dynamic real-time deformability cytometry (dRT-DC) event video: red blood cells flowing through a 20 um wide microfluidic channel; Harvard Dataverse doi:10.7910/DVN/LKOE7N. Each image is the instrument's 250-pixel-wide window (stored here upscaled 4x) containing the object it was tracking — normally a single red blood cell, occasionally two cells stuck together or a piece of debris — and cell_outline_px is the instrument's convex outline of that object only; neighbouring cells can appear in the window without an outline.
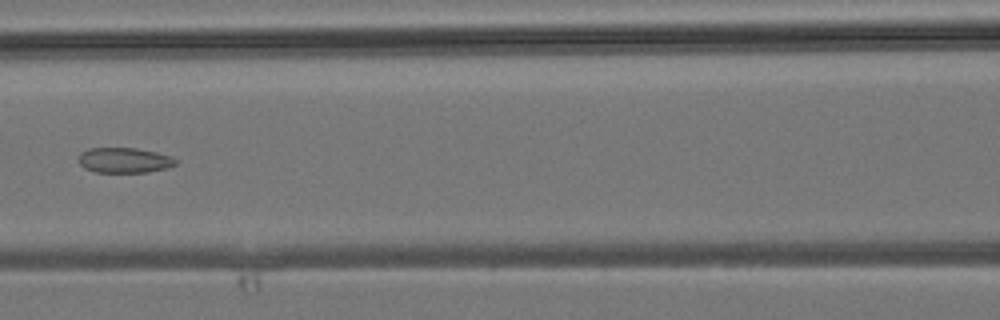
{"species": "common noctule bat (a hibernating species)", "species_latin": "Nyctalus noctula", "temperature_condition": "room temperature", "stored_images_in_passage": 43, "camera_frame_rate_fps": 3000, "um_per_image_px": 0.085, "animal": {"sex": "male", "body_mass_g": 19.2, "forearm_length_mm": 51.8}, "frame": {"image": 1, "passage_image": 18, "time_ms": 5.667, "image_size_px": [1000, 320], "cell_outline_px": [[176, 164], [164, 168], [148, 172], [96, 172], [84, 168], [80, 164], [80, 152], [88, 148], [136, 148], [156, 152], [172, 156], [176, 160]], "centroid_in_image_um": [10.55, 13.61], "position_along_channel_um": 156.0, "area_um2": 14.16}}
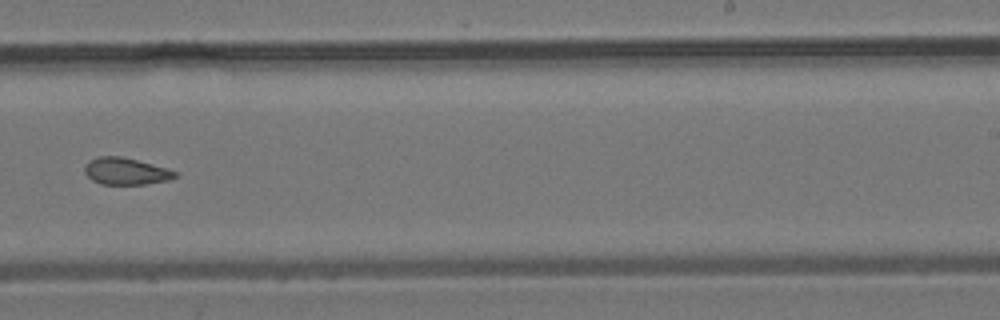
{"frame": {"image": 2, "passage_image": 26, "time_ms": 8.333, "image_size_px": [1000, 320], "cell_outline_px": [[176, 176], [168, 180], [144, 184], [100, 184], [92, 180], [84, 172], [84, 168], [88, 160], [100, 156], [120, 156], [152, 164], [176, 172]], "centroid_in_image_um": [10.63, 14.55], "position_along_channel_um": 278.4, "area_um2": 13.93}}
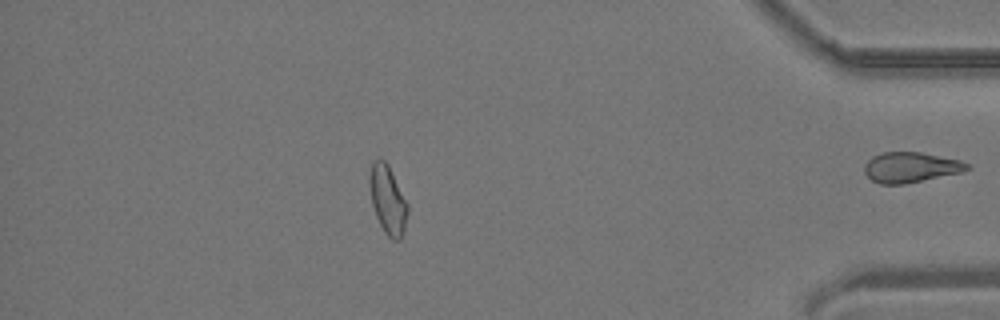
{"frame": {"image": 3, "passage_image": 37, "time_ms": 12.0, "image_size_px": [1000, 320], "cell_outline_px": [[408, 212], [404, 228], [400, 240], [392, 240], [384, 232], [376, 216], [372, 204], [368, 180], [368, 176], [372, 164], [376, 160], [384, 160], [388, 164], [408, 204]], "centroid_in_image_um": [32.95, 16.99], "position_along_channel_um": 402.3, "area_um2": 15.09}}